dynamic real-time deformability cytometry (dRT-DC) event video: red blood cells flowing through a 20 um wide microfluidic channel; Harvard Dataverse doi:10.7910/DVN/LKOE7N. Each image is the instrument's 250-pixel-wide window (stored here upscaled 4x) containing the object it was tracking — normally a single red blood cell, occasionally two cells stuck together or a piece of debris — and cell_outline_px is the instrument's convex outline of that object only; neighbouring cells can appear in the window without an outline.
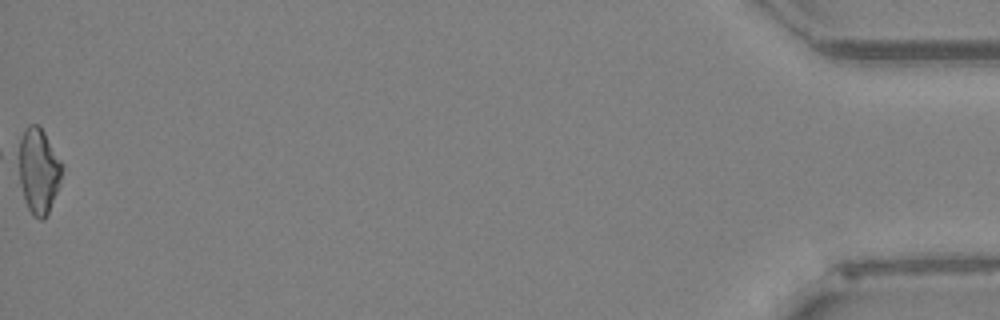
{"species": "Egyptian fruit bat (a non-hibernating species)", "species_latin": "Rousettus aegyptiacus", "temperature_condition": "warm", "stored_images_in_passage": 59, "camera_frame_rate_fps": 3000, "um_per_image_px": 0.085, "animal": {"sex": "female"}, "frame": {"image": 1, "passage_image": 59, "time_ms": 19.333, "image_size_px": [1000, 320], "cell_outline_px": [[64, 164], [60, 184], [48, 212], [44, 220], [40, 220], [32, 216], [24, 200], [12, 156], [12, 152], [24, 128], [28, 124], [36, 124], [44, 132]], "centroid_in_image_um": [3.18, 14.45], "position_along_channel_um": 432.0, "area_um2": 23.12}, "authors_computed_cell_mechanics": {"area_um2": 22.9466, "velocity_mm_per_s": 3.4019, "shape_relaxation_time_tau1_ms": 7.5831, "shape_relaxation_time_tau2_ms": 3.959, "deformation_change_tau1": 0.2178, "deformation_change_tau2": 0.1452}}